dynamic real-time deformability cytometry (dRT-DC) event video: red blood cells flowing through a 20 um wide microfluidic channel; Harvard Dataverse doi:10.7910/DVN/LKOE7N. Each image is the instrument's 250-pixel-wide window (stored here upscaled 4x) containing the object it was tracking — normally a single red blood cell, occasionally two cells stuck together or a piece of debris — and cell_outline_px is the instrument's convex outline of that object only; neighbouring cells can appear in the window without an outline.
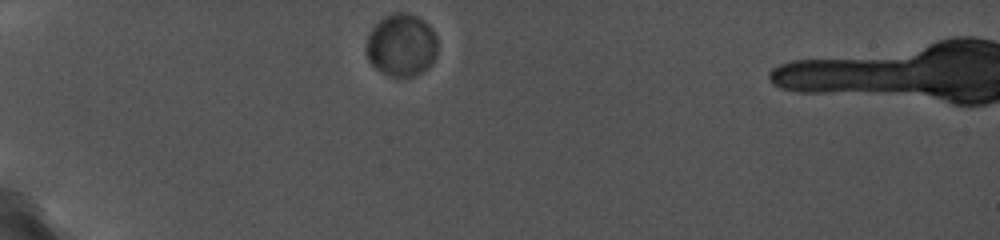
{"species": "common noctule bat (a hibernating species)", "species_latin": "Nyctalus noctula", "temperature_condition": "cold", "stored_images_in_passage": 44, "camera_frame_rate_fps": 5000, "um_per_image_px": 0.085, "animal": {"sex": "female", "body_mass_g": 19.0, "forearm_length_mm": 56.7}, "frame": {"image": 1, "passage_image": 1, "time_ms": 0.0, "image_size_px": [1000, 240], "cell_outline_px": [[436, 56], [432, 64], [428, 68], [412, 76], [392, 76], [376, 68], [368, 60], [368, 36], [372, 28], [384, 16], [396, 12], [408, 12], [424, 20], [432, 28], [436, 36]], "centroid_in_image_um": [34.16, 3.81], "position_along_channel_um": 50.8, "area_um2": 25.72}}
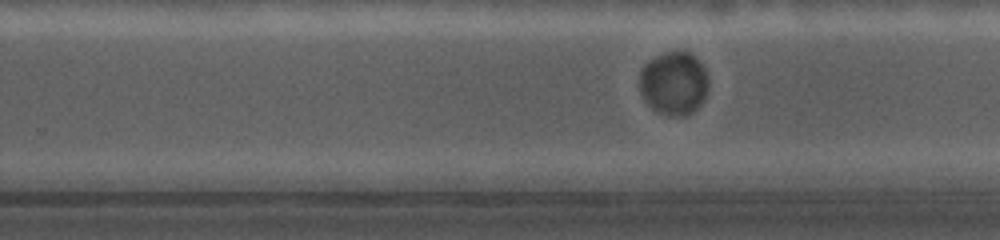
{"frame": {"image": 2, "passage_image": 26, "time_ms": 7.0, "image_size_px": [1000, 240], "cell_outline_px": [[708, 88], [704, 100], [692, 112], [684, 116], [668, 116], [652, 108], [644, 100], [640, 92], [640, 68], [648, 60], [656, 56], [668, 52], [688, 52], [696, 56], [700, 60], [704, 68], [708, 80]], "centroid_in_image_um": [57.27, 7.07], "position_along_channel_um": 272.5, "area_um2": 25.61}}
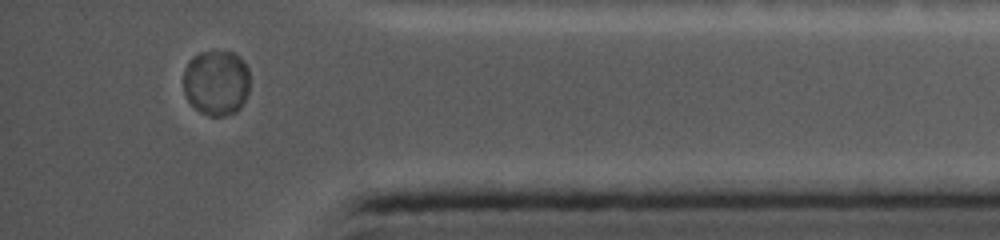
{"frame": {"image": 3, "passage_image": 41, "time_ms": 11.0, "image_size_px": [1000, 240], "cell_outline_px": [[248, 92], [244, 104], [236, 112], [224, 116], [208, 116], [200, 112], [188, 100], [184, 92], [184, 68], [188, 60], [192, 56], [200, 52], [212, 48], [236, 52], [244, 60], [248, 68]], "centroid_in_image_um": [18.39, 6.97], "position_along_channel_um": 416.8, "area_um2": 26.18}}